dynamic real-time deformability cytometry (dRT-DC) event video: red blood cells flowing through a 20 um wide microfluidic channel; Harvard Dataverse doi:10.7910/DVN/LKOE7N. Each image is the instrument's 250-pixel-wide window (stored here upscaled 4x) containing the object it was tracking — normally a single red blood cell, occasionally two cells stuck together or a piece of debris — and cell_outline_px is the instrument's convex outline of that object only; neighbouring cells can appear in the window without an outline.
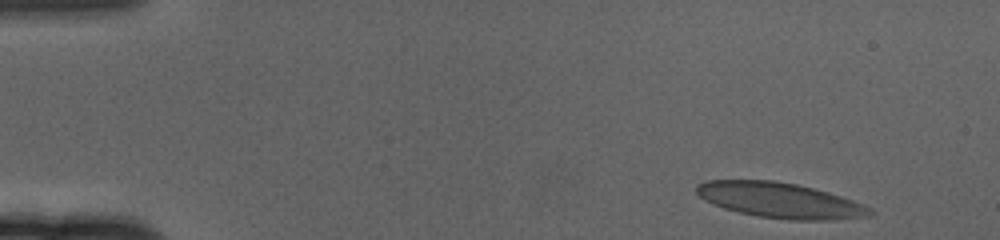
{"species": "human", "species_latin": "Homo sapiens", "temperature_condition": "cold", "stored_images_in_passage": 58, "camera_frame_rate_fps": 3000, "um_per_image_px": 0.085, "donor": {"sex": "female"}, "frame": {"image": 1, "passage_image": 3, "time_ms": 0.667, "image_size_px": [1000, 240], "cell_outline_px": [[876, 216], [832, 220], [788, 220], [760, 216], [740, 212], [724, 208], [712, 204], [704, 200], [696, 192], [696, 184], [708, 180], [776, 180], [796, 184], [828, 192], [864, 204], [872, 208], [876, 212]], "centroid_in_image_um": [66.36, 17.03], "position_along_channel_um": 18.6, "area_um2": 35.95}}
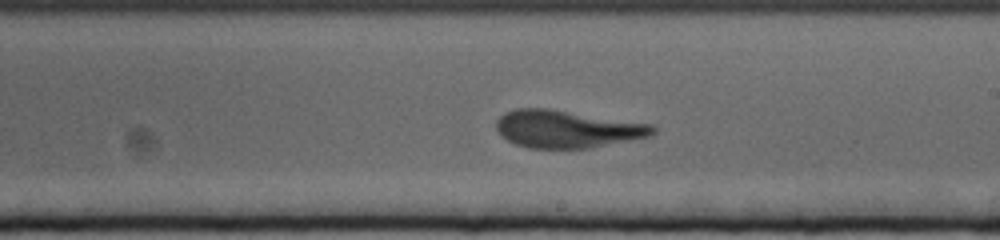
{"frame": {"image": 2, "passage_image": 33, "time_ms": 10.667, "image_size_px": [1000, 240], "cell_outline_px": [[656, 132], [652, 136], [588, 148], [528, 148], [516, 144], [508, 140], [496, 128], [496, 120], [504, 112], [516, 108], [548, 108], [656, 124]], "centroid_in_image_um": [48.25, 10.95], "position_along_channel_um": 240.8, "area_um2": 34.45}}
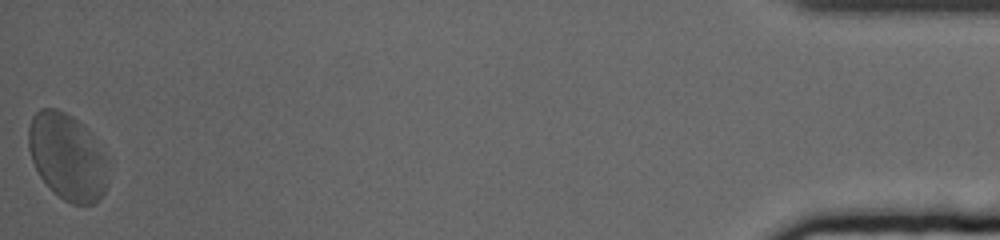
{"frame": {"image": 3, "passage_image": 58, "time_ms": 19.0, "image_size_px": [1000, 240], "cell_outline_px": [[108, 188], [100, 200], [92, 204], [72, 204], [64, 200], [40, 176], [32, 160], [28, 148], [28, 128], [32, 116], [40, 108], [56, 108], [72, 116], [84, 124], [104, 152], [108, 184]], "centroid_in_image_um": [5.73, 13.31], "position_along_channel_um": 429.5, "area_um2": 40.17}, "authors_computed_cell_mechanics": {"area_um2": 34.8245, "velocity_mm_per_s": 3.3192, "shape_relaxation_time_tau1_ms": 4.8397, "shape_relaxation_time_tau2_ms": 1.7302, "deformation_change_tau1": 0.2283, "deformation_change_tau2": 0.0899}}